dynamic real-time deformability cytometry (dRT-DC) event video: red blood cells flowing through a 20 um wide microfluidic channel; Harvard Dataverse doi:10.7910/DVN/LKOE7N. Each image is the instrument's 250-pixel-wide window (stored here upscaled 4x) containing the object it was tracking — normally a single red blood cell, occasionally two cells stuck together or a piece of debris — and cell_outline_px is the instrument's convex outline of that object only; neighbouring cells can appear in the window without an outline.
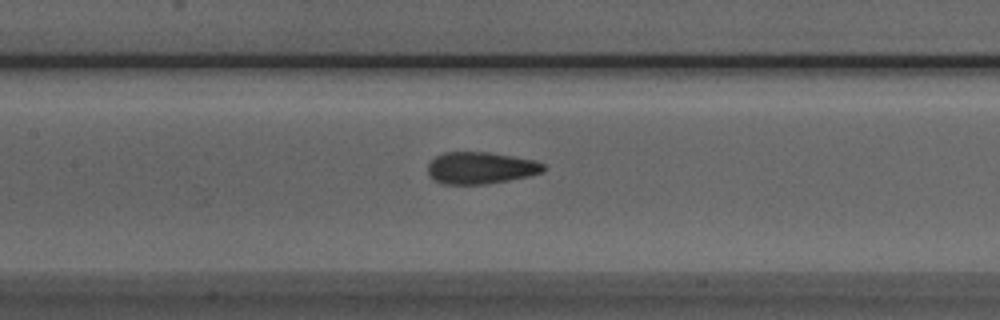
{"species": "Egyptian fruit bat (a non-hibernating species)", "species_latin": "Rousettus aegyptiacus", "temperature_condition": "room temperature", "stored_images_in_passage": 37, "camera_frame_rate_fps": 3000, "um_per_image_px": 0.085, "animal": {"sex": "male"}, "frame": {"image": 1, "passage_image": 11, "time_ms": 3.333, "image_size_px": [1000, 320], "cell_outline_px": [[544, 172], [528, 176], [488, 184], [440, 184], [428, 176], [428, 164], [436, 156], [444, 152], [488, 152], [536, 160], [544, 164]], "centroid_in_image_um": [40.84, 14.28], "position_along_channel_um": 166.6, "area_um2": 21.62}}
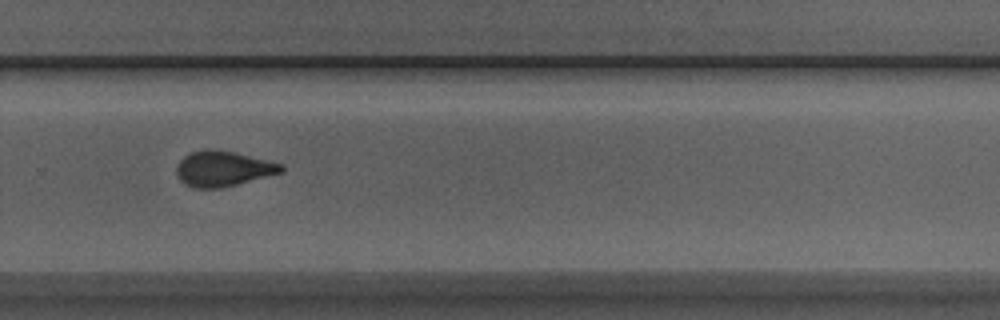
{"frame": {"image": 2, "passage_image": 22, "time_ms": 7.0, "image_size_px": [1000, 320], "cell_outline_px": [[284, 172], [220, 188], [196, 188], [184, 184], [180, 180], [176, 172], [176, 168], [180, 160], [184, 156], [192, 152], [204, 148], [212, 148], [236, 152], [284, 164]], "centroid_in_image_um": [18.97, 14.32], "position_along_channel_um": 310.8, "area_um2": 21.73}}
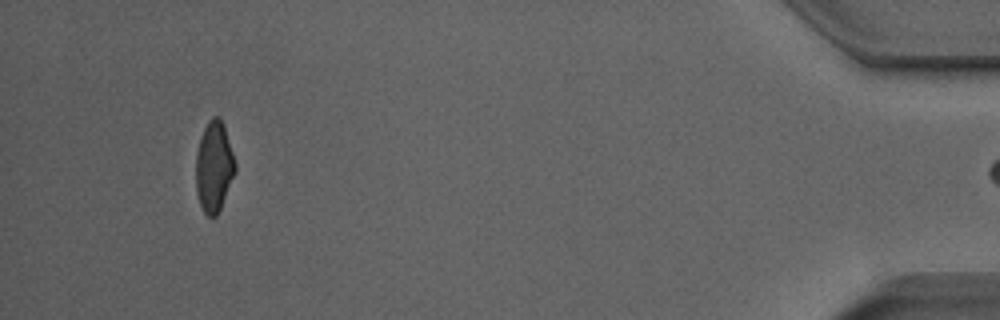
{"frame": {"image": 3, "passage_image": 36, "time_ms": 11.667, "image_size_px": [1000, 320], "cell_outline_px": [[236, 172], [220, 208], [216, 216], [212, 220], [204, 212], [200, 204], [196, 192], [196, 156], [200, 136], [208, 120], [212, 116], [220, 116], [224, 124], [236, 164]], "centroid_in_image_um": [18.19, 14.15], "position_along_channel_um": 417.0, "area_um2": 20.92}, "authors_computed_cell_mechanics": {"area_um2": 21.6172, "velocity_mm_per_s": 3.9476, "shape_relaxation_time_tau1_ms": 4.8976, "shape_relaxation_time_tau2_ms": 1.0744, "deformation_change_tau1": 0.1597, "deformation_change_tau2": 0.0783}}